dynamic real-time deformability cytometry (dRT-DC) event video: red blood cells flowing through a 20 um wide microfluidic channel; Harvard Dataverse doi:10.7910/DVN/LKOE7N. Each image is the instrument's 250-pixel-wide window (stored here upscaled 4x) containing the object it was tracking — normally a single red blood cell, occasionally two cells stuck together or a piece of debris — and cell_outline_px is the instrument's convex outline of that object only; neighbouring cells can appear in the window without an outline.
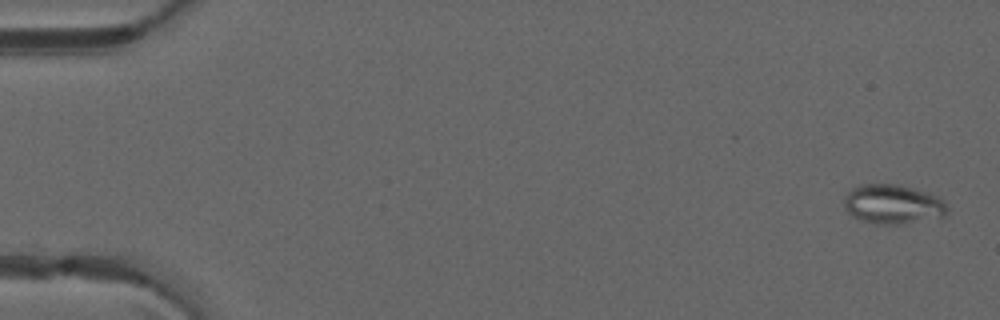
{"species": "common noctule bat (a hibernating species)", "species_latin": "Nyctalus noctula", "temperature_condition": "warm", "stored_images_in_passage": 51, "camera_frame_rate_fps": 3000, "um_per_image_px": 0.085, "animal": {"sex": "male", "forearm_length_mm": 52.5}, "frame": {"image": 1, "passage_image": 2, "time_ms": 0.333, "image_size_px": [1000, 320], "cell_outline_px": [[948, 216], [904, 224], [876, 224], [860, 220], [852, 216], [844, 208], [844, 200], [848, 192], [852, 188], [860, 184], [896, 184], [928, 192], [936, 196], [948, 208]], "centroid_in_image_um": [75.89, 17.37], "position_along_channel_um": 9.1, "area_um2": 23.81}}
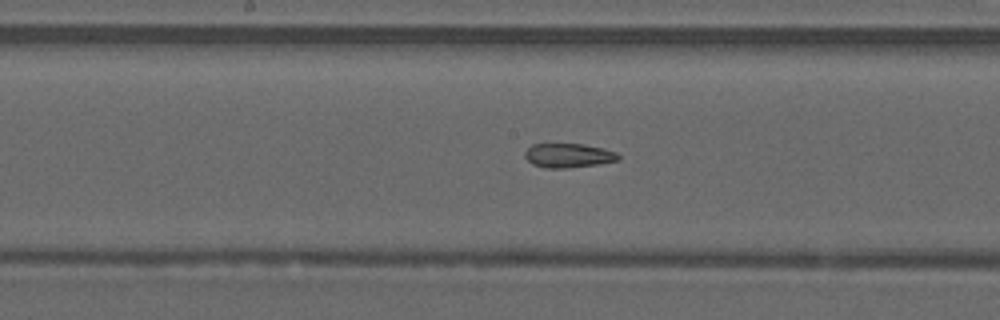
{"frame": {"image": 2, "passage_image": 27, "time_ms": 8.667, "image_size_px": [1000, 320], "cell_outline_px": [[620, 160], [596, 164], [568, 168], [544, 168], [532, 164], [524, 156], [524, 152], [532, 144], [584, 144], [604, 148], [616, 152], [620, 156]], "centroid_in_image_um": [48.31, 13.21], "position_along_channel_um": 199.9, "area_um2": 13.24}}
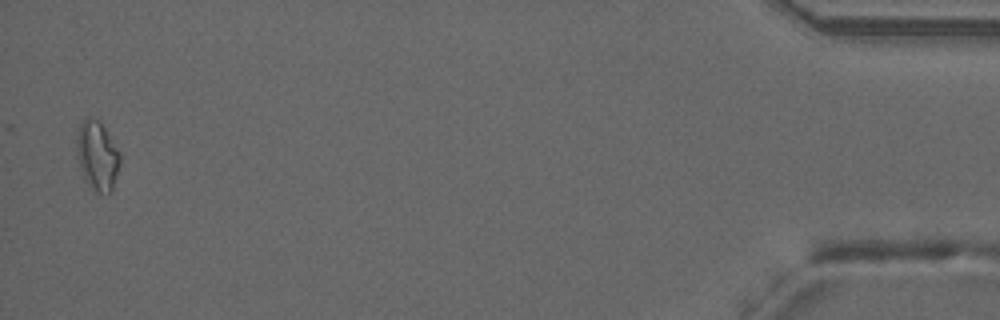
{"frame": {"image": 3, "passage_image": 50, "time_ms": 16.333, "image_size_px": [1000, 320], "cell_outline_px": [[120, 164], [112, 188], [108, 196], [96, 192], [84, 180], [76, 156], [76, 132], [84, 116], [88, 116], [100, 120], [120, 152]], "centroid_in_image_um": [8.24, 13.21], "position_along_channel_um": 427.0, "area_um2": 17.98}, "authors_computed_cell_mechanics": {"area_um2": 14.739, "velocity_mm_per_s": 4.1163, "shape_relaxation_time_tau1_ms": null, "shape_relaxation_time_tau2_ms": 3.6242, "deformation_change_tau1": null, "deformation_change_tau2": 0.1141}}